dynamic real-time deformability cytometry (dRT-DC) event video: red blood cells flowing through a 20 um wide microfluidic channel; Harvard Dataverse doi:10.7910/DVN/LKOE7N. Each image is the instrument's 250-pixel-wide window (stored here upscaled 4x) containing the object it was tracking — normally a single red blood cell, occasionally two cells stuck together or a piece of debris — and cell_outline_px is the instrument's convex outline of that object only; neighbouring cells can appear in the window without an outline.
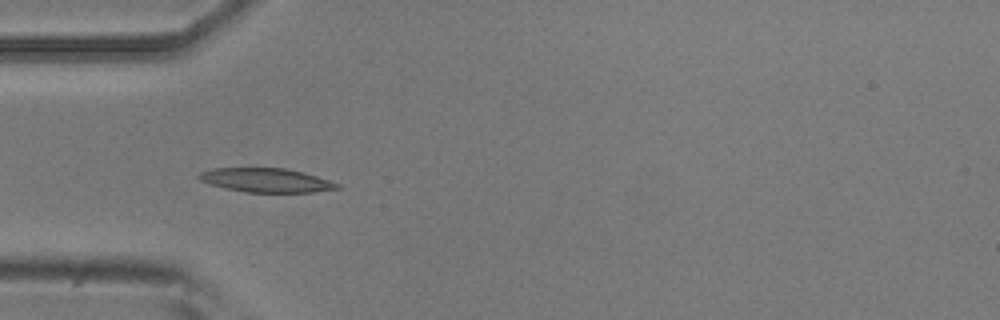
{"species": "common noctule bat (a hibernating species)", "species_latin": "Nyctalus noctula", "temperature_condition": "room temperature", "stored_images_in_passage": 4, "camera_frame_rate_fps": 3000, "um_per_image_px": 0.085, "animal": {"sex": "male", "body_mass_g": 20.5, "forearm_length_mm": 52.5}, "frame": {"image": 1, "passage_image": 3, "time_ms": 2.333, "image_size_px": [1000, 320], "cell_outline_px": [[340, 188], [312, 192], [244, 192], [212, 184], [200, 180], [196, 176], [200, 172], [212, 168], [284, 168], [304, 172], [340, 184]], "centroid_in_image_um": [22.62, 15.31], "position_along_channel_um": 62.4, "area_um2": 19.13}}
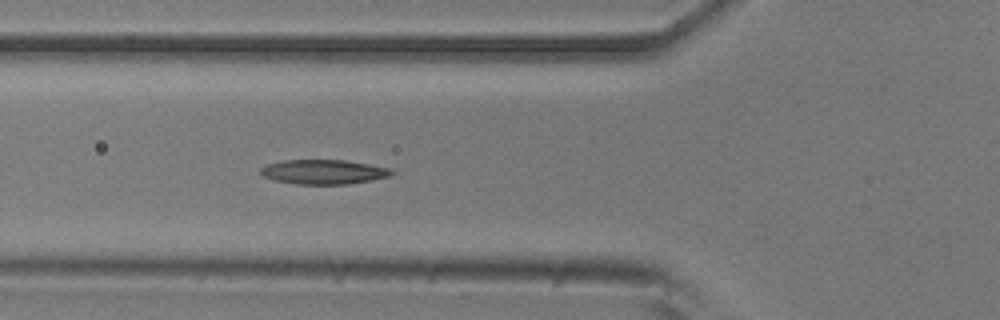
{"frame": {"image": 2, "passage_image": 4, "time_ms": 3.333, "image_size_px": [1000, 320], "cell_outline_px": [[396, 172], [392, 176], [372, 180], [348, 184], [296, 184], [276, 180], [264, 176], [260, 172], [260, 168], [268, 164], [280, 160], [344, 160], [368, 164], [388, 168]], "centroid_in_image_um": [27.53, 14.61], "position_along_channel_um": 98.3, "area_um2": 18.67}}